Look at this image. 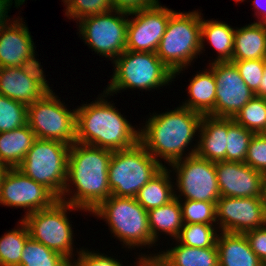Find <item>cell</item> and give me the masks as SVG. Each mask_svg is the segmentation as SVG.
Masks as SVG:
<instances>
[{"label": "cell", "mask_w": 266, "mask_h": 266, "mask_svg": "<svg viewBox=\"0 0 266 266\" xmlns=\"http://www.w3.org/2000/svg\"><path fill=\"white\" fill-rule=\"evenodd\" d=\"M111 156V150L73 143L68 154L66 185L59 200L90 213L107 200L112 195L108 184ZM70 184L75 189H70Z\"/></svg>", "instance_id": "obj_1"}, {"label": "cell", "mask_w": 266, "mask_h": 266, "mask_svg": "<svg viewBox=\"0 0 266 266\" xmlns=\"http://www.w3.org/2000/svg\"><path fill=\"white\" fill-rule=\"evenodd\" d=\"M150 117L139 129V142L158 162L162 164L159 158L164 159L169 166L179 159L195 155L197 144L187 154L185 149L199 132L202 114L181 105L169 112H155Z\"/></svg>", "instance_id": "obj_2"}, {"label": "cell", "mask_w": 266, "mask_h": 266, "mask_svg": "<svg viewBox=\"0 0 266 266\" xmlns=\"http://www.w3.org/2000/svg\"><path fill=\"white\" fill-rule=\"evenodd\" d=\"M102 94L94 102L76 108V142L111 151L133 147L139 142L140 130L104 99L109 96L105 90Z\"/></svg>", "instance_id": "obj_3"}, {"label": "cell", "mask_w": 266, "mask_h": 266, "mask_svg": "<svg viewBox=\"0 0 266 266\" xmlns=\"http://www.w3.org/2000/svg\"><path fill=\"white\" fill-rule=\"evenodd\" d=\"M202 18L198 10L188 13L175 11L169 17L156 55L174 73V78L201 54Z\"/></svg>", "instance_id": "obj_4"}, {"label": "cell", "mask_w": 266, "mask_h": 266, "mask_svg": "<svg viewBox=\"0 0 266 266\" xmlns=\"http://www.w3.org/2000/svg\"><path fill=\"white\" fill-rule=\"evenodd\" d=\"M112 63L115 65L112 80L105 90L110 96L123 89L151 91L174 80V73L154 52L125 50Z\"/></svg>", "instance_id": "obj_5"}, {"label": "cell", "mask_w": 266, "mask_h": 266, "mask_svg": "<svg viewBox=\"0 0 266 266\" xmlns=\"http://www.w3.org/2000/svg\"><path fill=\"white\" fill-rule=\"evenodd\" d=\"M90 214L105 219L111 233L125 245V248L142 249V246L153 247V244H156L151 236L148 212L134 197L111 195Z\"/></svg>", "instance_id": "obj_6"}, {"label": "cell", "mask_w": 266, "mask_h": 266, "mask_svg": "<svg viewBox=\"0 0 266 266\" xmlns=\"http://www.w3.org/2000/svg\"><path fill=\"white\" fill-rule=\"evenodd\" d=\"M164 166L140 142L128 149L112 151L108 167L111 194L135 198L139 190Z\"/></svg>", "instance_id": "obj_7"}, {"label": "cell", "mask_w": 266, "mask_h": 266, "mask_svg": "<svg viewBox=\"0 0 266 266\" xmlns=\"http://www.w3.org/2000/svg\"><path fill=\"white\" fill-rule=\"evenodd\" d=\"M70 146L57 140L37 138L17 168L60 199L67 180Z\"/></svg>", "instance_id": "obj_8"}, {"label": "cell", "mask_w": 266, "mask_h": 266, "mask_svg": "<svg viewBox=\"0 0 266 266\" xmlns=\"http://www.w3.org/2000/svg\"><path fill=\"white\" fill-rule=\"evenodd\" d=\"M73 210L83 209L58 199L50 208L24 215L22 220L32 239L72 261L74 259V231L67 212Z\"/></svg>", "instance_id": "obj_9"}, {"label": "cell", "mask_w": 266, "mask_h": 266, "mask_svg": "<svg viewBox=\"0 0 266 266\" xmlns=\"http://www.w3.org/2000/svg\"><path fill=\"white\" fill-rule=\"evenodd\" d=\"M64 104L51 89L28 105V125L36 138L68 145L76 142V109L69 110Z\"/></svg>", "instance_id": "obj_10"}, {"label": "cell", "mask_w": 266, "mask_h": 266, "mask_svg": "<svg viewBox=\"0 0 266 266\" xmlns=\"http://www.w3.org/2000/svg\"><path fill=\"white\" fill-rule=\"evenodd\" d=\"M128 16L127 13L112 9L83 18L77 23L79 37L99 56L114 61L126 50Z\"/></svg>", "instance_id": "obj_11"}, {"label": "cell", "mask_w": 266, "mask_h": 266, "mask_svg": "<svg viewBox=\"0 0 266 266\" xmlns=\"http://www.w3.org/2000/svg\"><path fill=\"white\" fill-rule=\"evenodd\" d=\"M169 166L176 173L174 185L179 195L175 191V198L183 196L184 200L216 203L221 197L214 162L195 154L179 159Z\"/></svg>", "instance_id": "obj_12"}, {"label": "cell", "mask_w": 266, "mask_h": 266, "mask_svg": "<svg viewBox=\"0 0 266 266\" xmlns=\"http://www.w3.org/2000/svg\"><path fill=\"white\" fill-rule=\"evenodd\" d=\"M209 67L216 82L215 106L209 116L234 118L255 94L232 62H211Z\"/></svg>", "instance_id": "obj_13"}, {"label": "cell", "mask_w": 266, "mask_h": 266, "mask_svg": "<svg viewBox=\"0 0 266 266\" xmlns=\"http://www.w3.org/2000/svg\"><path fill=\"white\" fill-rule=\"evenodd\" d=\"M58 198L44 185L26 176L18 168H9L0 186V204L24 208L25 215L50 208Z\"/></svg>", "instance_id": "obj_14"}, {"label": "cell", "mask_w": 266, "mask_h": 266, "mask_svg": "<svg viewBox=\"0 0 266 266\" xmlns=\"http://www.w3.org/2000/svg\"><path fill=\"white\" fill-rule=\"evenodd\" d=\"M216 222L220 232L244 234L266 225V206L258 197H220Z\"/></svg>", "instance_id": "obj_15"}, {"label": "cell", "mask_w": 266, "mask_h": 266, "mask_svg": "<svg viewBox=\"0 0 266 266\" xmlns=\"http://www.w3.org/2000/svg\"><path fill=\"white\" fill-rule=\"evenodd\" d=\"M159 3L129 14L135 16L128 21L126 50L156 53L169 17L175 12Z\"/></svg>", "instance_id": "obj_16"}, {"label": "cell", "mask_w": 266, "mask_h": 266, "mask_svg": "<svg viewBox=\"0 0 266 266\" xmlns=\"http://www.w3.org/2000/svg\"><path fill=\"white\" fill-rule=\"evenodd\" d=\"M51 87L41 63L24 67L0 68V94L25 105L43 97Z\"/></svg>", "instance_id": "obj_17"}, {"label": "cell", "mask_w": 266, "mask_h": 266, "mask_svg": "<svg viewBox=\"0 0 266 266\" xmlns=\"http://www.w3.org/2000/svg\"><path fill=\"white\" fill-rule=\"evenodd\" d=\"M221 197L262 198L263 174L243 162H215Z\"/></svg>", "instance_id": "obj_18"}, {"label": "cell", "mask_w": 266, "mask_h": 266, "mask_svg": "<svg viewBox=\"0 0 266 266\" xmlns=\"http://www.w3.org/2000/svg\"><path fill=\"white\" fill-rule=\"evenodd\" d=\"M19 18L0 28V68L40 63L35 57L36 47L29 28Z\"/></svg>", "instance_id": "obj_19"}, {"label": "cell", "mask_w": 266, "mask_h": 266, "mask_svg": "<svg viewBox=\"0 0 266 266\" xmlns=\"http://www.w3.org/2000/svg\"><path fill=\"white\" fill-rule=\"evenodd\" d=\"M227 133L228 118L203 115L195 154L214 163L226 161Z\"/></svg>", "instance_id": "obj_20"}, {"label": "cell", "mask_w": 266, "mask_h": 266, "mask_svg": "<svg viewBox=\"0 0 266 266\" xmlns=\"http://www.w3.org/2000/svg\"><path fill=\"white\" fill-rule=\"evenodd\" d=\"M216 246L219 266H261L262 262L251 250L245 234L218 233Z\"/></svg>", "instance_id": "obj_21"}, {"label": "cell", "mask_w": 266, "mask_h": 266, "mask_svg": "<svg viewBox=\"0 0 266 266\" xmlns=\"http://www.w3.org/2000/svg\"><path fill=\"white\" fill-rule=\"evenodd\" d=\"M266 28L254 21L234 33L233 55L231 61L265 59Z\"/></svg>", "instance_id": "obj_22"}, {"label": "cell", "mask_w": 266, "mask_h": 266, "mask_svg": "<svg viewBox=\"0 0 266 266\" xmlns=\"http://www.w3.org/2000/svg\"><path fill=\"white\" fill-rule=\"evenodd\" d=\"M36 135L29 125L0 133V163L17 168L33 146Z\"/></svg>", "instance_id": "obj_23"}, {"label": "cell", "mask_w": 266, "mask_h": 266, "mask_svg": "<svg viewBox=\"0 0 266 266\" xmlns=\"http://www.w3.org/2000/svg\"><path fill=\"white\" fill-rule=\"evenodd\" d=\"M198 72L190 80L188 89V100L182 106L202 115H209L215 106L216 82L214 74L210 69Z\"/></svg>", "instance_id": "obj_24"}, {"label": "cell", "mask_w": 266, "mask_h": 266, "mask_svg": "<svg viewBox=\"0 0 266 266\" xmlns=\"http://www.w3.org/2000/svg\"><path fill=\"white\" fill-rule=\"evenodd\" d=\"M235 30L223 21L201 19V53L206 39L218 54L212 62H231Z\"/></svg>", "instance_id": "obj_25"}, {"label": "cell", "mask_w": 266, "mask_h": 266, "mask_svg": "<svg viewBox=\"0 0 266 266\" xmlns=\"http://www.w3.org/2000/svg\"><path fill=\"white\" fill-rule=\"evenodd\" d=\"M171 172L164 166L139 190L135 199L145 210L166 205L175 198V185L171 182Z\"/></svg>", "instance_id": "obj_26"}, {"label": "cell", "mask_w": 266, "mask_h": 266, "mask_svg": "<svg viewBox=\"0 0 266 266\" xmlns=\"http://www.w3.org/2000/svg\"><path fill=\"white\" fill-rule=\"evenodd\" d=\"M148 221L153 241L156 243L159 232L176 239L184 225L179 199L174 198L168 204L151 209Z\"/></svg>", "instance_id": "obj_27"}, {"label": "cell", "mask_w": 266, "mask_h": 266, "mask_svg": "<svg viewBox=\"0 0 266 266\" xmlns=\"http://www.w3.org/2000/svg\"><path fill=\"white\" fill-rule=\"evenodd\" d=\"M169 266H219L218 249L178 244L157 253Z\"/></svg>", "instance_id": "obj_28"}, {"label": "cell", "mask_w": 266, "mask_h": 266, "mask_svg": "<svg viewBox=\"0 0 266 266\" xmlns=\"http://www.w3.org/2000/svg\"><path fill=\"white\" fill-rule=\"evenodd\" d=\"M0 237V266H20L22 251L30 237L25 222Z\"/></svg>", "instance_id": "obj_29"}, {"label": "cell", "mask_w": 266, "mask_h": 266, "mask_svg": "<svg viewBox=\"0 0 266 266\" xmlns=\"http://www.w3.org/2000/svg\"><path fill=\"white\" fill-rule=\"evenodd\" d=\"M69 260L29 237L24 245L20 266H65Z\"/></svg>", "instance_id": "obj_30"}, {"label": "cell", "mask_w": 266, "mask_h": 266, "mask_svg": "<svg viewBox=\"0 0 266 266\" xmlns=\"http://www.w3.org/2000/svg\"><path fill=\"white\" fill-rule=\"evenodd\" d=\"M217 228L218 227H216V225L203 223L184 224L180 230L179 235L175 239L177 241L176 244L180 243L189 247L196 248L217 247V233L219 232Z\"/></svg>", "instance_id": "obj_31"}, {"label": "cell", "mask_w": 266, "mask_h": 266, "mask_svg": "<svg viewBox=\"0 0 266 266\" xmlns=\"http://www.w3.org/2000/svg\"><path fill=\"white\" fill-rule=\"evenodd\" d=\"M233 120L254 134L266 133V98L254 96Z\"/></svg>", "instance_id": "obj_32"}, {"label": "cell", "mask_w": 266, "mask_h": 266, "mask_svg": "<svg viewBox=\"0 0 266 266\" xmlns=\"http://www.w3.org/2000/svg\"><path fill=\"white\" fill-rule=\"evenodd\" d=\"M254 133L228 118L226 161L245 162Z\"/></svg>", "instance_id": "obj_33"}, {"label": "cell", "mask_w": 266, "mask_h": 266, "mask_svg": "<svg viewBox=\"0 0 266 266\" xmlns=\"http://www.w3.org/2000/svg\"><path fill=\"white\" fill-rule=\"evenodd\" d=\"M28 124V106L0 94V133Z\"/></svg>", "instance_id": "obj_34"}, {"label": "cell", "mask_w": 266, "mask_h": 266, "mask_svg": "<svg viewBox=\"0 0 266 266\" xmlns=\"http://www.w3.org/2000/svg\"><path fill=\"white\" fill-rule=\"evenodd\" d=\"M180 202L181 213L184 224H209L217 225L216 223V203L206 201L182 200V197L177 198Z\"/></svg>", "instance_id": "obj_35"}, {"label": "cell", "mask_w": 266, "mask_h": 266, "mask_svg": "<svg viewBox=\"0 0 266 266\" xmlns=\"http://www.w3.org/2000/svg\"><path fill=\"white\" fill-rule=\"evenodd\" d=\"M65 15L69 19L80 21L83 18L108 12L113 9L111 0H62Z\"/></svg>", "instance_id": "obj_36"}, {"label": "cell", "mask_w": 266, "mask_h": 266, "mask_svg": "<svg viewBox=\"0 0 266 266\" xmlns=\"http://www.w3.org/2000/svg\"><path fill=\"white\" fill-rule=\"evenodd\" d=\"M246 85L255 93L259 89L265 70V59L231 61Z\"/></svg>", "instance_id": "obj_37"}, {"label": "cell", "mask_w": 266, "mask_h": 266, "mask_svg": "<svg viewBox=\"0 0 266 266\" xmlns=\"http://www.w3.org/2000/svg\"><path fill=\"white\" fill-rule=\"evenodd\" d=\"M244 163L254 170L266 174V133L253 135Z\"/></svg>", "instance_id": "obj_38"}, {"label": "cell", "mask_w": 266, "mask_h": 266, "mask_svg": "<svg viewBox=\"0 0 266 266\" xmlns=\"http://www.w3.org/2000/svg\"><path fill=\"white\" fill-rule=\"evenodd\" d=\"M77 253V260L75 258L72 260L75 266H124L118 259L104 255V253L89 252L84 248H80Z\"/></svg>", "instance_id": "obj_39"}, {"label": "cell", "mask_w": 266, "mask_h": 266, "mask_svg": "<svg viewBox=\"0 0 266 266\" xmlns=\"http://www.w3.org/2000/svg\"><path fill=\"white\" fill-rule=\"evenodd\" d=\"M249 241L251 250L262 263L266 262V225L244 233Z\"/></svg>", "instance_id": "obj_40"}, {"label": "cell", "mask_w": 266, "mask_h": 266, "mask_svg": "<svg viewBox=\"0 0 266 266\" xmlns=\"http://www.w3.org/2000/svg\"><path fill=\"white\" fill-rule=\"evenodd\" d=\"M114 10L130 14L154 6L158 0H111Z\"/></svg>", "instance_id": "obj_41"}, {"label": "cell", "mask_w": 266, "mask_h": 266, "mask_svg": "<svg viewBox=\"0 0 266 266\" xmlns=\"http://www.w3.org/2000/svg\"><path fill=\"white\" fill-rule=\"evenodd\" d=\"M0 0V28L11 23H13L17 17L13 20H10V17L8 15V12L10 11V8L12 6V3L15 4V6L18 8L20 5H23L25 3V0ZM8 17V18H7Z\"/></svg>", "instance_id": "obj_42"}, {"label": "cell", "mask_w": 266, "mask_h": 266, "mask_svg": "<svg viewBox=\"0 0 266 266\" xmlns=\"http://www.w3.org/2000/svg\"><path fill=\"white\" fill-rule=\"evenodd\" d=\"M139 260L144 266H169L158 254H141L136 260Z\"/></svg>", "instance_id": "obj_43"}, {"label": "cell", "mask_w": 266, "mask_h": 266, "mask_svg": "<svg viewBox=\"0 0 266 266\" xmlns=\"http://www.w3.org/2000/svg\"><path fill=\"white\" fill-rule=\"evenodd\" d=\"M252 3L256 11L254 15L257 16L258 19L262 18L266 14V0H253Z\"/></svg>", "instance_id": "obj_44"}, {"label": "cell", "mask_w": 266, "mask_h": 266, "mask_svg": "<svg viewBox=\"0 0 266 266\" xmlns=\"http://www.w3.org/2000/svg\"><path fill=\"white\" fill-rule=\"evenodd\" d=\"M254 94L255 96L266 98V66L261 83L259 85V89Z\"/></svg>", "instance_id": "obj_45"}, {"label": "cell", "mask_w": 266, "mask_h": 266, "mask_svg": "<svg viewBox=\"0 0 266 266\" xmlns=\"http://www.w3.org/2000/svg\"><path fill=\"white\" fill-rule=\"evenodd\" d=\"M262 200L266 206V174H263L262 178Z\"/></svg>", "instance_id": "obj_46"}, {"label": "cell", "mask_w": 266, "mask_h": 266, "mask_svg": "<svg viewBox=\"0 0 266 266\" xmlns=\"http://www.w3.org/2000/svg\"><path fill=\"white\" fill-rule=\"evenodd\" d=\"M9 170V167L3 163H0V186L2 183V180L6 174V172Z\"/></svg>", "instance_id": "obj_47"}, {"label": "cell", "mask_w": 266, "mask_h": 266, "mask_svg": "<svg viewBox=\"0 0 266 266\" xmlns=\"http://www.w3.org/2000/svg\"><path fill=\"white\" fill-rule=\"evenodd\" d=\"M256 22L261 24L262 26H264L266 28V14L262 18L257 20Z\"/></svg>", "instance_id": "obj_48"}, {"label": "cell", "mask_w": 266, "mask_h": 266, "mask_svg": "<svg viewBox=\"0 0 266 266\" xmlns=\"http://www.w3.org/2000/svg\"><path fill=\"white\" fill-rule=\"evenodd\" d=\"M65 266H75V264L72 261H69Z\"/></svg>", "instance_id": "obj_49"}, {"label": "cell", "mask_w": 266, "mask_h": 266, "mask_svg": "<svg viewBox=\"0 0 266 266\" xmlns=\"http://www.w3.org/2000/svg\"><path fill=\"white\" fill-rule=\"evenodd\" d=\"M136 263H137L136 266H144L140 261H137Z\"/></svg>", "instance_id": "obj_50"}, {"label": "cell", "mask_w": 266, "mask_h": 266, "mask_svg": "<svg viewBox=\"0 0 266 266\" xmlns=\"http://www.w3.org/2000/svg\"><path fill=\"white\" fill-rule=\"evenodd\" d=\"M234 1H236L237 3H239V2H244L245 0H234Z\"/></svg>", "instance_id": "obj_51"}, {"label": "cell", "mask_w": 266, "mask_h": 266, "mask_svg": "<svg viewBox=\"0 0 266 266\" xmlns=\"http://www.w3.org/2000/svg\"><path fill=\"white\" fill-rule=\"evenodd\" d=\"M261 266H266V262L262 263Z\"/></svg>", "instance_id": "obj_52"}]
</instances>
